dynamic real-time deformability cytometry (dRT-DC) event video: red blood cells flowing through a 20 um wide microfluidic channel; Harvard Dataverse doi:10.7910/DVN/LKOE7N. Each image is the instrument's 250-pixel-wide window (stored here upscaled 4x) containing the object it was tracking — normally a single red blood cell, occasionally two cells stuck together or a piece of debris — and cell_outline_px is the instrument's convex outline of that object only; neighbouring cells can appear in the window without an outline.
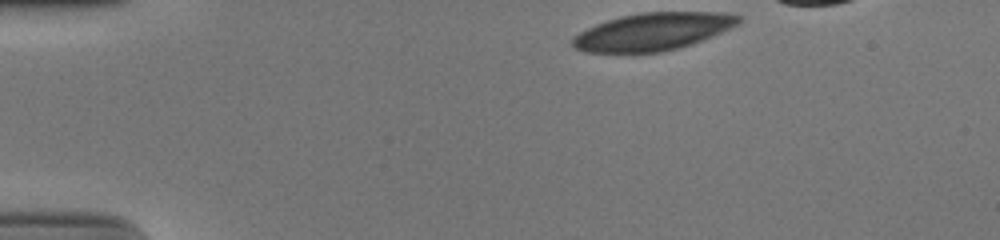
{"species": "human", "species_latin": "Homo sapiens", "temperature_condition": "cold", "stored_images_in_passage": 36, "camera_frame_rate_fps": 3000, "um_per_image_px": 0.085, "donor": {"sex": "male"}, "frame": {"image": 1, "passage_image": 1, "time_ms": 0.0, "image_size_px": [1000, 240], "cell_outline_px": [[740, 24], [712, 36], [692, 44], [680, 48], [660, 52], [584, 52], [576, 48], [572, 44], [572, 36], [596, 24], [620, 16], [640, 12], [728, 12], [740, 16]], "centroid_in_image_um": [55.52, 2.68], "position_along_channel_um": 29.5, "area_um2": 36.3}}
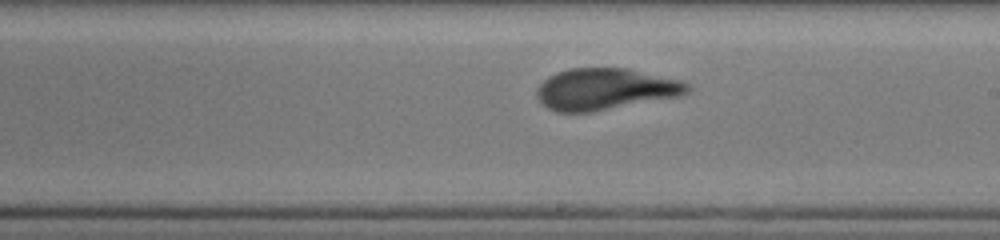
{"frame": {"image": 2, "passage_image": 23, "time_ms": 7.333, "image_size_px": [1000, 240], "cell_outline_px": [[692, 88], [688, 92], [680, 96], [592, 112], [556, 112], [548, 108], [536, 96], [536, 88], [548, 76], [556, 72], [572, 68], [628, 68], [680, 80], [688, 84]], "centroid_in_image_um": [51.44, 7.57], "position_along_channel_um": 237.6, "area_um2": 36.47}}
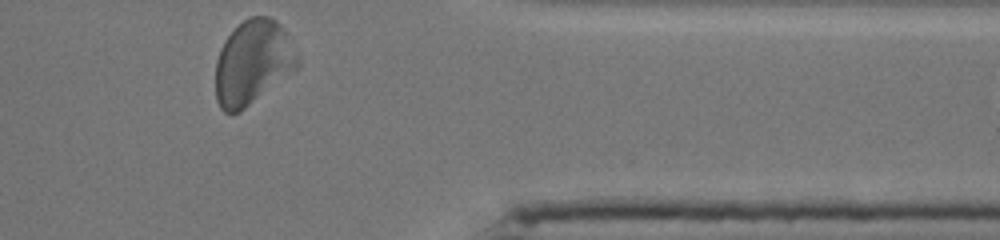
{"frame": {"image": 3, "passage_image": 36, "time_ms": 11.667, "image_size_px": [1000, 240], "cell_outline_px": [[300, 64], [296, 68], [240, 112], [224, 112], [220, 108], [216, 100], [216, 60], [220, 48], [224, 40], [248, 16], [268, 16], [276, 20], [284, 28], [300, 56]], "centroid_in_image_um": [21.5, 5.28], "position_along_channel_um": 389.9, "area_um2": 40.17}, "authors_computed_cell_mechanics": {"area_um2": 37.2521, "velocity_mm_per_s": 3.843, "shape_relaxation_time_tau1_ms": 2.8952, "shape_relaxation_time_tau2_ms": 0.8536, "deformation_change_tau1": 0.1337, "deformation_change_tau2": 0.075}}